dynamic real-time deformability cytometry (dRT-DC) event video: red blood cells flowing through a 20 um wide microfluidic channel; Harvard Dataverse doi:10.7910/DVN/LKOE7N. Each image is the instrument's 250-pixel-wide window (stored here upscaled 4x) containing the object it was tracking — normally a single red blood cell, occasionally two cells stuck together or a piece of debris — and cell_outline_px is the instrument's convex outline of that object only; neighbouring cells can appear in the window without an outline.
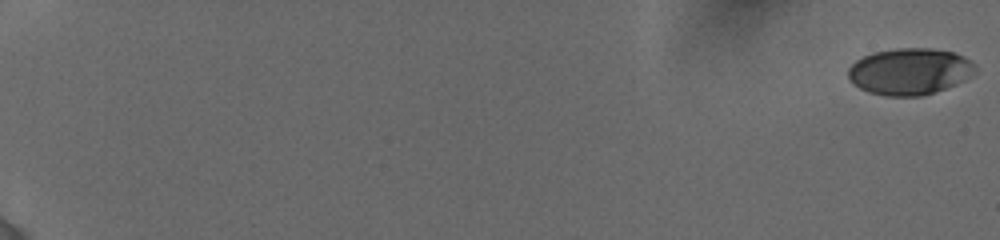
{"species": "human", "species_latin": "Homo sapiens", "temperature_condition": "cold", "stored_images_in_passage": 47, "camera_frame_rate_fps": 3000, "um_per_image_px": 0.085, "donor": {"sex": "female"}, "frame": {"image": 1, "passage_image": 1, "time_ms": 0.0, "image_size_px": [1000, 240], "cell_outline_px": [[976, 68], [964, 80], [944, 88], [920, 96], [888, 96], [872, 92], [860, 88], [848, 76], [848, 68], [856, 60], [872, 52], [896, 48], [932, 48], [952, 52], [964, 56], [972, 60], [976, 64]], "centroid_in_image_um": [77.32, 6.04], "position_along_channel_um": 7.7, "area_um2": 34.1}}
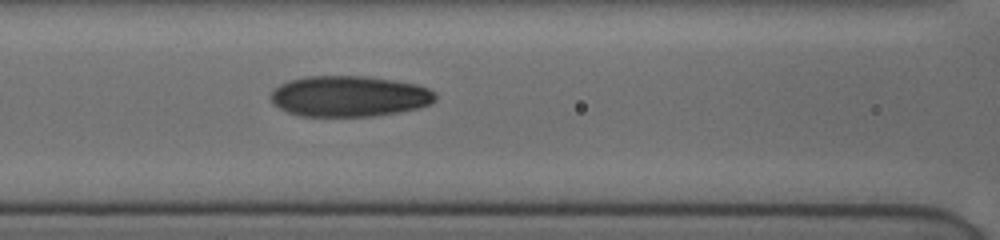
{"frame": {"image": 2, "passage_image": 26, "time_ms": 9.333, "image_size_px": [1000, 240], "cell_outline_px": [[436, 100], [428, 104], [416, 108], [400, 112], [372, 116], [300, 116], [288, 112], [272, 104], [268, 96], [280, 84], [288, 80], [304, 76], [368, 76], [416, 84], [428, 88], [436, 96]], "centroid_in_image_um": [29.63, 8.18], "position_along_channel_um": 137.0, "area_um2": 39.25}}
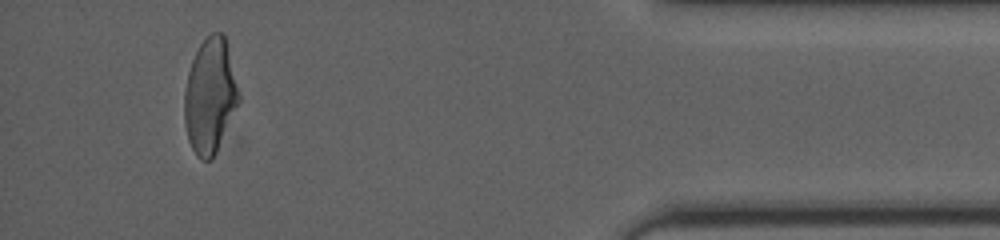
{"frame": {"image": 3, "passage_image": 46, "time_ms": 17.667, "image_size_px": [1000, 240], "cell_outline_px": [[240, 104], [212, 160], [200, 160], [196, 156], [188, 140], [184, 124], [184, 92], [188, 72], [192, 60], [200, 44], [212, 32], [224, 32], [240, 92]], "centroid_in_image_um": [17.87, 8.18], "position_along_channel_um": 417.3, "area_um2": 36.99}}